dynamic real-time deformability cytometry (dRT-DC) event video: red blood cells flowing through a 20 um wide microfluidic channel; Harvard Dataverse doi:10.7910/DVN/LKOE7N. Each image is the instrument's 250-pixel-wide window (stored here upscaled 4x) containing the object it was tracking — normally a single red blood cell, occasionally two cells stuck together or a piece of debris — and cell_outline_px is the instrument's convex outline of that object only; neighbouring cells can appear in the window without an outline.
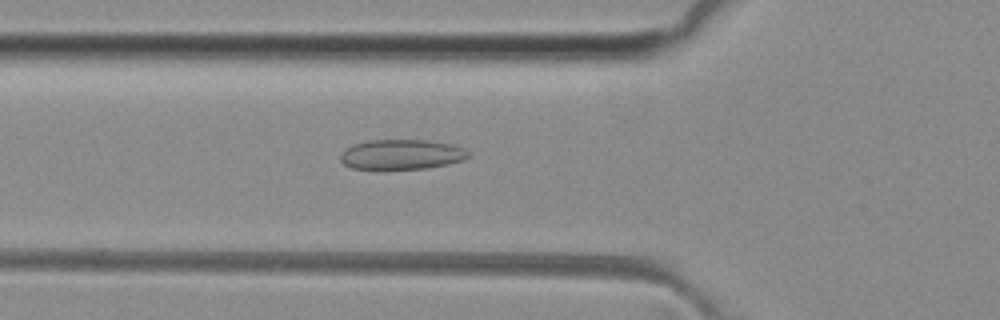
{"species": "common noctule bat (a hibernating species)", "species_latin": "Nyctalus noctula", "temperature_condition": "room temperature", "stored_images_in_passage": 46, "camera_frame_rate_fps": 3000, "um_per_image_px": 0.085, "animal": {"sex": "female", "body_mass_g": 29.2, "forearm_length_mm": 56.3}, "frame": {"image": 1, "passage_image": 13, "time_ms": 4.0, "image_size_px": [1000, 320], "cell_outline_px": [[468, 156], [464, 160], [448, 164], [428, 168], [352, 168], [344, 164], [340, 160], [340, 156], [352, 144], [368, 140], [424, 140], [452, 144], [464, 148], [468, 152]], "centroid_in_image_um": [34.15, 13.11], "position_along_channel_um": 91.6, "area_um2": 22.02}}
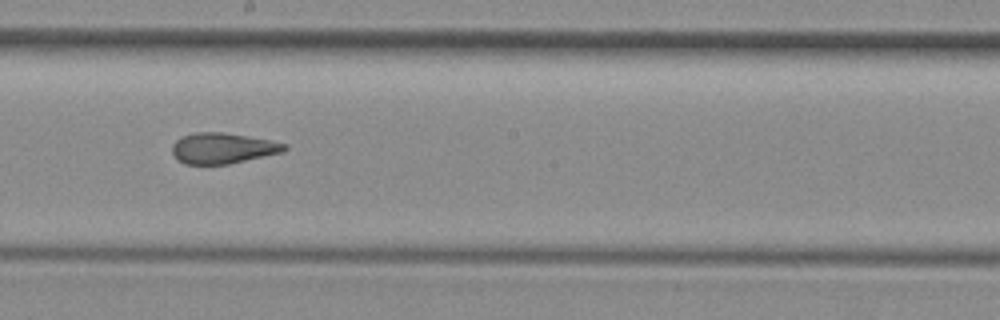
{"frame": {"image": 2, "passage_image": 23, "time_ms": 7.333, "image_size_px": [1000, 320], "cell_outline_px": [[288, 148], [284, 152], [228, 164], [184, 164], [172, 152], [172, 144], [180, 136], [196, 132], [224, 132], [272, 140], [288, 144]], "centroid_in_image_um": [18.96, 12.58], "position_along_channel_um": 229.2, "area_um2": 20.23}}
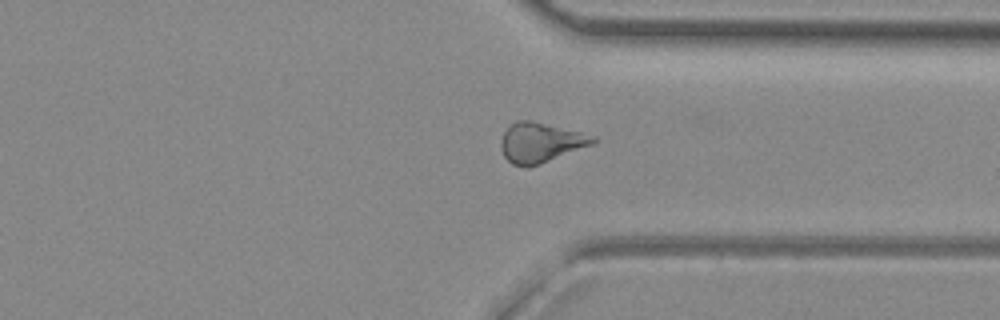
{"frame": {"image": 3, "passage_image": 33, "time_ms": 10.667, "image_size_px": [1000, 320], "cell_outline_px": [[600, 140], [592, 144], [540, 164], [512, 164], [504, 156], [500, 148], [500, 140], [504, 132], [516, 120], [532, 120], [596, 136]], "centroid_in_image_um": [45.95, 12.08], "position_along_channel_um": 365.4, "area_um2": 20.98}, "authors_computed_cell_mechanics": {"area_um2": 21.2126, "velocity_mm_per_s": 4.1081, "shape_relaxation_time_tau1_ms": null, "shape_relaxation_time_tau2_ms": 1.6871, "deformation_change_tau1": null, "deformation_change_tau2": 0.0938}}